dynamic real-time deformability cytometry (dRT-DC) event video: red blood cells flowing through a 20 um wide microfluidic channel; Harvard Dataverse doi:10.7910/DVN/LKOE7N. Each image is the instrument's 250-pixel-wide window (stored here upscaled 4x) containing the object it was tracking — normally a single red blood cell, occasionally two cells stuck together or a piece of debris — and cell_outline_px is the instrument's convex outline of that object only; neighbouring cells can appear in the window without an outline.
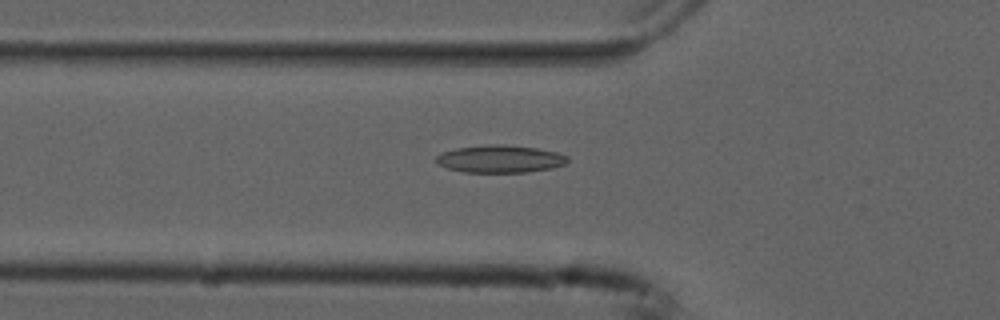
{"species": "common noctule bat (a hibernating species)", "species_latin": "Nyctalus noctula", "temperature_condition": "cold", "stored_images_in_passage": 53, "camera_frame_rate_fps": 3000, "um_per_image_px": 0.085, "animal": {"sex": "male", "forearm_length_mm": 52.5}, "frame": {"image": 1, "passage_image": 18, "time_ms": 5.667, "image_size_px": [1000, 320], "cell_outline_px": [[568, 160], [564, 164], [552, 168], [528, 172], [464, 172], [448, 168], [436, 164], [436, 156], [444, 152], [456, 148], [488, 144], [504, 144], [536, 148], [556, 152], [568, 156]], "centroid_in_image_um": [42.5, 13.5], "position_along_channel_um": 83.3, "area_um2": 21.04}}
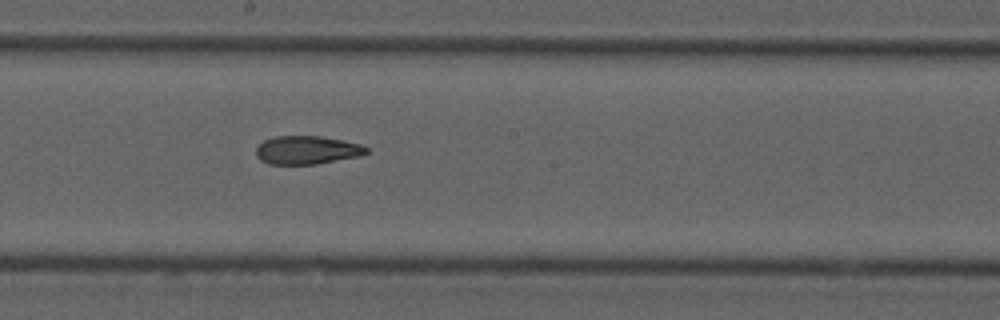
{"frame": {"image": 2, "passage_image": 29, "time_ms": 9.333, "image_size_px": [1000, 320], "cell_outline_px": [[368, 152], [360, 156], [316, 164], [268, 164], [260, 160], [256, 156], [256, 148], [264, 140], [272, 136], [320, 136], [344, 140], [360, 144], [368, 148]], "centroid_in_image_um": [26.08, 12.75], "position_along_channel_um": 222.1, "area_um2": 18.32}}
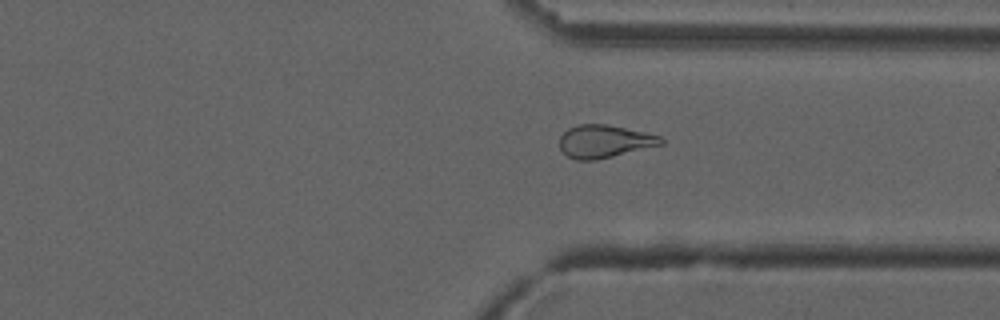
{"frame": {"image": 3, "passage_image": 40, "time_ms": 13.0, "image_size_px": [1000, 320], "cell_outline_px": [[664, 144], [596, 160], [576, 160], [568, 156], [560, 148], [560, 136], [568, 128], [576, 124], [604, 124], [644, 132], [660, 136], [664, 140]], "centroid_in_image_um": [51.36, 12.01], "position_along_channel_um": 360.0, "area_um2": 19.25}, "authors_computed_cell_mechanics": {"area_um2": 19.941, "velocity_mm_per_s": 3.7659, "shape_relaxation_time_tau1_ms": null, "shape_relaxation_time_tau2_ms": 5.2592, "deformation_change_tau1": null, "deformation_change_tau2": 0.1392}}